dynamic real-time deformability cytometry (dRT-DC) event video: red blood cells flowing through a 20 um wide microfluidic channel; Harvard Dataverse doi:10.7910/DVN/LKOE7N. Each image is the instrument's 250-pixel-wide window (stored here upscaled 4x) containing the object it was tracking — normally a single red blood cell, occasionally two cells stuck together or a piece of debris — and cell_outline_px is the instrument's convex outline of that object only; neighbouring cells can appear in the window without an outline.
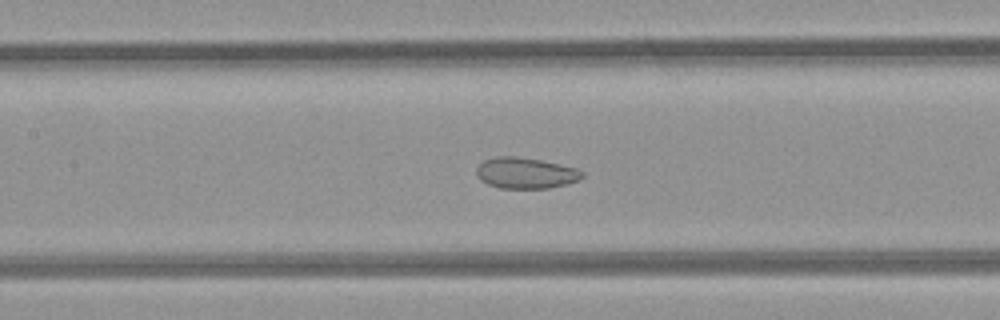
{"species": "common noctule bat (a hibernating species)", "species_latin": "Nyctalus noctula", "temperature_condition": "room temperature", "stored_images_in_passage": 49, "camera_frame_rate_fps": 3000, "um_per_image_px": 0.085, "animal": {"sex": "female", "body_mass_g": 21.9}, "frame": {"image": 1, "passage_image": 22, "time_ms": 7.0, "image_size_px": [1000, 320], "cell_outline_px": [[584, 176], [580, 180], [568, 184], [548, 188], [500, 188], [488, 184], [480, 180], [476, 176], [476, 168], [484, 160], [500, 156], [512, 156], [540, 160], [576, 168], [584, 172]], "centroid_in_image_um": [44.68, 14.72], "position_along_channel_um": 162.7, "area_um2": 19.07}}
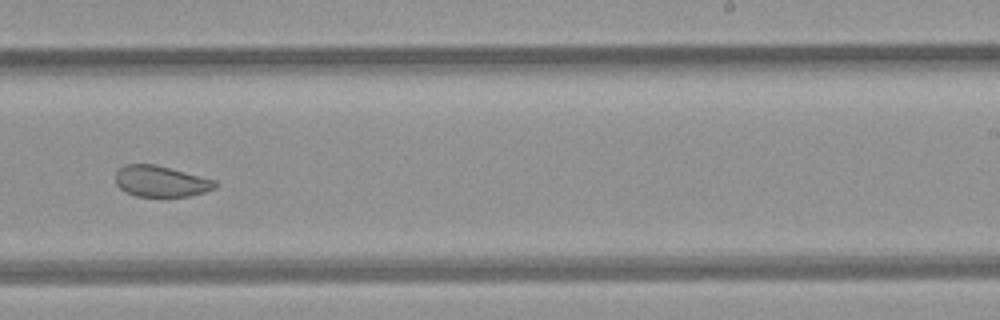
{"frame": {"image": 2, "passage_image": 30, "time_ms": 9.667, "image_size_px": [1000, 320], "cell_outline_px": [[216, 188], [204, 192], [188, 196], [136, 196], [120, 188], [116, 184], [116, 172], [124, 164], [156, 164], [216, 180]], "centroid_in_image_um": [13.68, 15.4], "position_along_channel_um": 275.3, "area_um2": 17.92}}
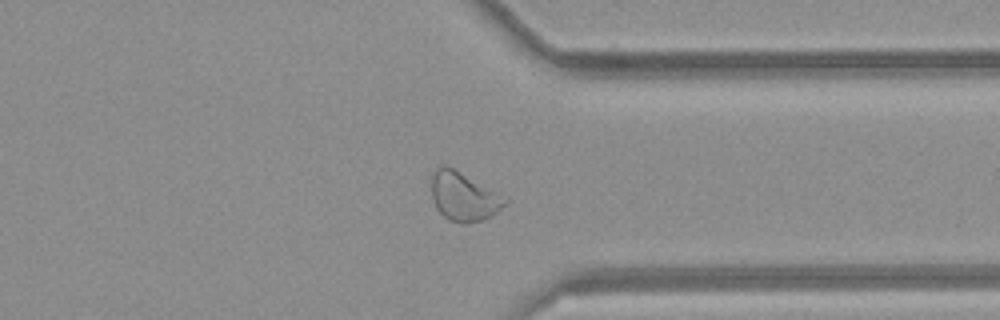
{"frame": {"image": 3, "passage_image": 37, "time_ms": 12.0, "image_size_px": [1000, 320], "cell_outline_px": [[508, 200], [492, 216], [484, 220], [464, 224], [460, 224], [448, 220], [436, 208], [432, 196], [432, 176], [436, 168], [444, 164], [508, 196]], "centroid_in_image_um": [39.44, 16.72], "position_along_channel_um": 372.0, "area_um2": 21.04}, "authors_computed_cell_mechanics": {"area_um2": 23.6402, "velocity_mm_per_s": 4.2428, "shape_relaxation_time_tau1_ms": null, "shape_relaxation_time_tau2_ms": 1.6246, "deformation_change_tau1": null, "deformation_change_tau2": 0.0708}}